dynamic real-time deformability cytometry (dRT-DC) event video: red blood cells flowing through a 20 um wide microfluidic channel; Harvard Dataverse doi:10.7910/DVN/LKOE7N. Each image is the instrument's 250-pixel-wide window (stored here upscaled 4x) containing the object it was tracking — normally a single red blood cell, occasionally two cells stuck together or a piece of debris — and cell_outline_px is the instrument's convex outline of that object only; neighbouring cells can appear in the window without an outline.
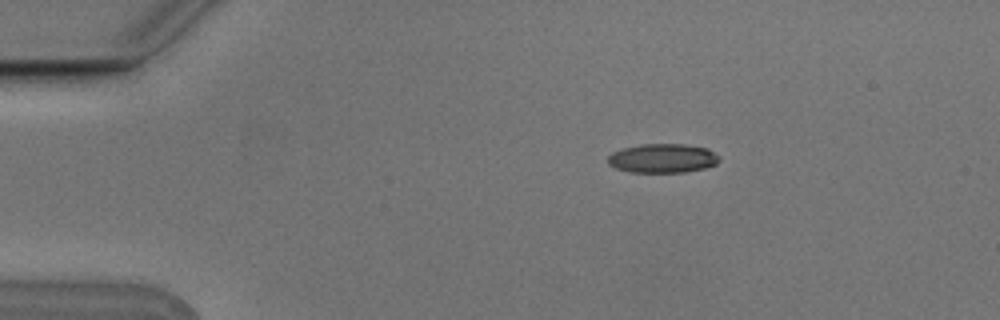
{"species": "Egyptian fruit bat (a non-hibernating species)", "species_latin": "Rousettus aegyptiacus", "temperature_condition": "cold", "stored_images_in_passage": 4, "camera_frame_rate_fps": 3000, "um_per_image_px": 0.085, "animal": {"sex": "male"}, "frame": {"image": 1, "passage_image": 2, "time_ms": 0.333, "image_size_px": [1000, 320], "cell_outline_px": [[720, 160], [716, 164], [704, 168], [684, 172], [628, 172], [616, 168], [608, 164], [608, 156], [612, 152], [624, 148], [640, 144], [684, 144], [708, 148], [720, 156]], "centroid_in_image_um": [56.33, 13.45], "position_along_channel_um": 28.7, "area_um2": 18.96}}
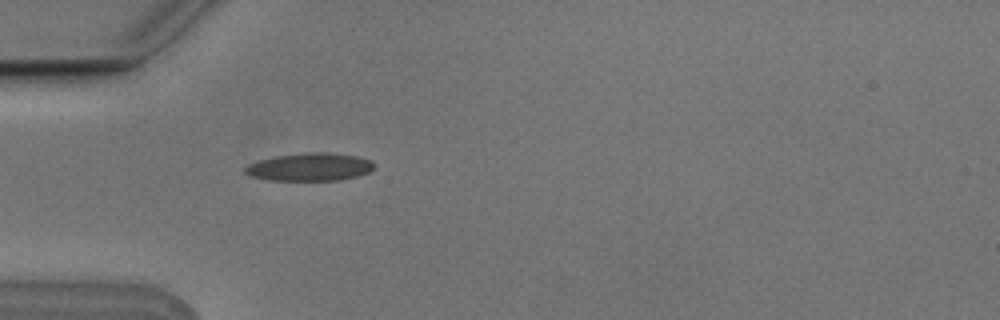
{"frame": {"image": 2, "passage_image": 4, "time_ms": 1.0, "image_size_px": [1000, 320], "cell_outline_px": [[372, 168], [368, 172], [356, 176], [340, 180], [268, 180], [252, 176], [244, 172], [244, 168], [248, 164], [260, 160], [276, 156], [304, 152], [328, 152], [356, 156], [372, 160]], "centroid_in_image_um": [26.31, 14.18], "position_along_channel_um": 58.7, "area_um2": 20.81}}